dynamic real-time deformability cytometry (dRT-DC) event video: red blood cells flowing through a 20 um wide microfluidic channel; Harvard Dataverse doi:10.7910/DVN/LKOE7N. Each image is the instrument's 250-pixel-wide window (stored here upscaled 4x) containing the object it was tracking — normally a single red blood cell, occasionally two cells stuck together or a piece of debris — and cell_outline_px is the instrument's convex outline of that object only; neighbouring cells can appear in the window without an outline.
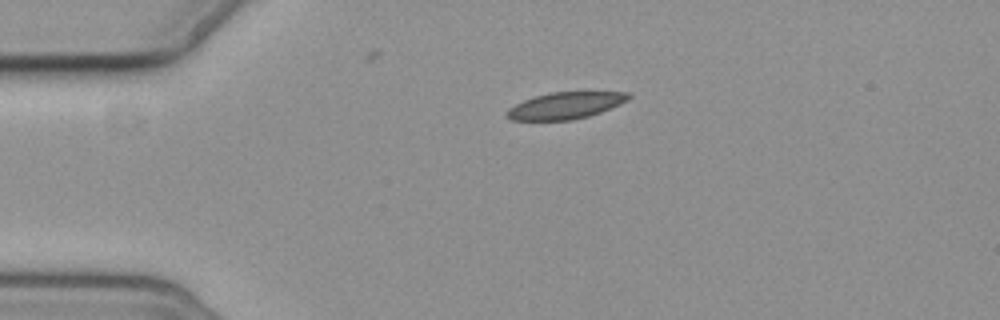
{"species": "common noctule bat (a hibernating species)", "species_latin": "Nyctalus noctula", "temperature_condition": "cold", "stored_images_in_passage": 2, "camera_frame_rate_fps": 3000, "um_per_image_px": 0.085, "animal": {"sex": "female", "body_mass_g": 19.3, "forearm_length_mm": 54.1}, "frame": {"image": 1, "passage_image": 2, "time_ms": 2.333, "image_size_px": [1000, 320], "cell_outline_px": [[632, 96], [628, 100], [600, 112], [588, 116], [572, 120], [512, 120], [504, 116], [504, 112], [508, 108], [524, 100], [548, 92], [584, 88], [628, 92]], "centroid_in_image_um": [48.12, 8.9], "position_along_channel_um": 36.9, "area_um2": 20.06}}